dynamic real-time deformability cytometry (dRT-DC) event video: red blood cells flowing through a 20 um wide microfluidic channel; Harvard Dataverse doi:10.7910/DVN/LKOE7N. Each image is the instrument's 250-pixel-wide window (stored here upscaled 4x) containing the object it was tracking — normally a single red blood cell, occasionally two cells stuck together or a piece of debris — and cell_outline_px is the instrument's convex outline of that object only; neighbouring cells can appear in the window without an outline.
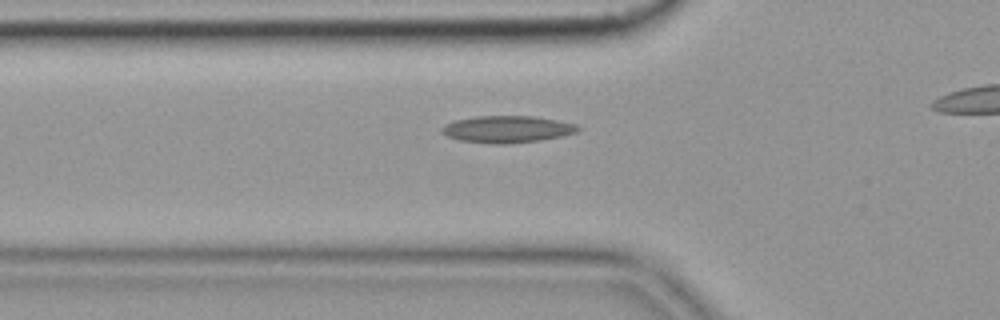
{"species": "common noctule bat (a hibernating species)", "species_latin": "Nyctalus noctula", "temperature_condition": "cold", "stored_images_in_passage": 39, "camera_frame_rate_fps": 3000, "um_per_image_px": 0.085, "animal": {"sex": "female", "body_mass_g": 19.9}, "frame": {"image": 1, "passage_image": 12, "time_ms": 3.667, "image_size_px": [1000, 320], "cell_outline_px": [[580, 128], [576, 132], [560, 136], [540, 140], [508, 144], [492, 144], [460, 140], [448, 136], [440, 132], [440, 128], [444, 124], [456, 120], [476, 116], [532, 116], [556, 120], [576, 124]], "centroid_in_image_um": [43.07, 10.98], "position_along_channel_um": 82.7, "area_um2": 21.27}}
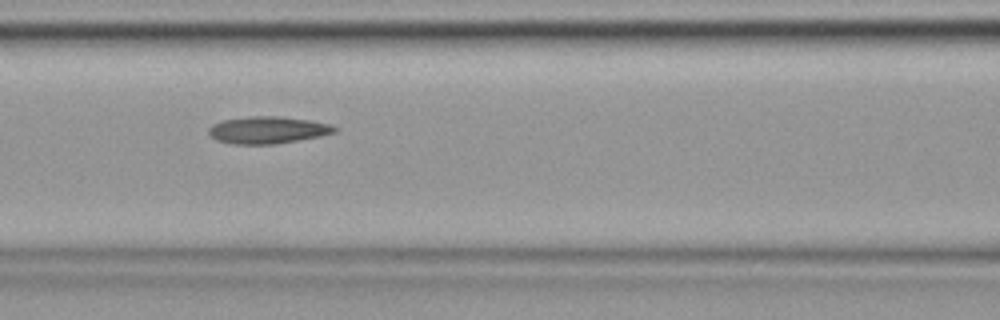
{"frame": {"image": 2, "passage_image": 17, "time_ms": 5.333, "image_size_px": [1000, 320], "cell_outline_px": [[340, 128], [336, 132], [320, 136], [272, 144], [232, 144], [216, 140], [208, 132], [208, 128], [212, 124], [224, 120], [252, 116], [280, 116], [312, 120], [332, 124]], "centroid_in_image_um": [22.79, 11.04], "position_along_channel_um": 143.8, "area_um2": 19.94}}